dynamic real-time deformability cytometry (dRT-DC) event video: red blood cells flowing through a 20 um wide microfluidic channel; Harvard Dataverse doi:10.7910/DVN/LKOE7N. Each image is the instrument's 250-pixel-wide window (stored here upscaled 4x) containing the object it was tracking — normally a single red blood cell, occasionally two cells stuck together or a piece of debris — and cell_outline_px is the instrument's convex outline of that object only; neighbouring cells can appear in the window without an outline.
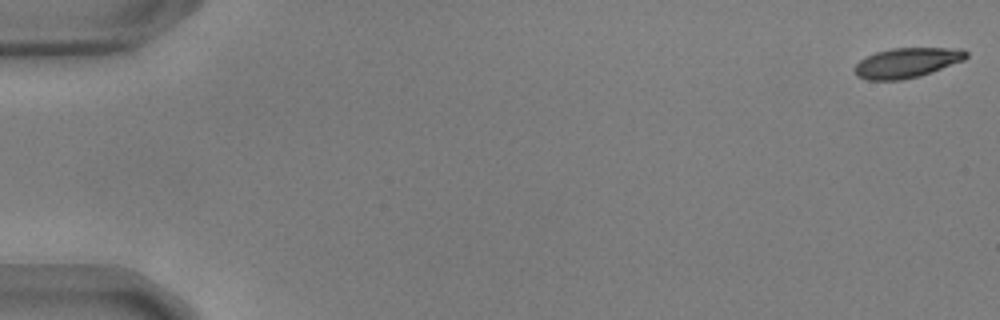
{"species": "common noctule bat (a hibernating species)", "species_latin": "Nyctalus noctula", "temperature_condition": "warm", "stored_images_in_passage": 55, "camera_frame_rate_fps": 3000, "um_per_image_px": 0.085, "animal": {"sex": "male", "body_mass_g": 17.9, "forearm_length_mm": 54.2}, "frame": {"image": 1, "passage_image": 1, "time_ms": 0.0, "image_size_px": [1000, 320], "cell_outline_px": [[968, 56], [964, 60], [932, 72], [920, 76], [900, 80], [868, 80], [856, 76], [852, 68], [860, 60], [876, 52], [892, 48], [948, 48], [968, 52]], "centroid_in_image_um": [77.03, 5.35], "position_along_channel_um": 8.0, "area_um2": 19.36}}
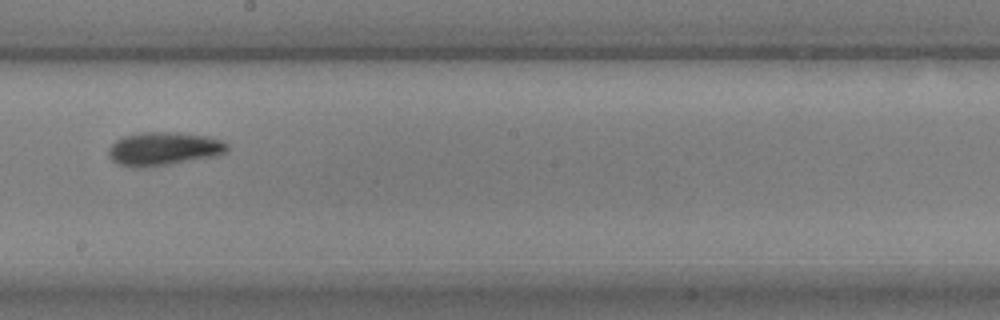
{"frame": {"image": 2, "passage_image": 32, "time_ms": 10.333, "image_size_px": [1000, 320], "cell_outline_px": [[228, 148], [224, 152], [216, 156], [144, 168], [132, 168], [116, 164], [108, 156], [108, 148], [116, 140], [124, 136], [140, 132], [180, 132], [208, 136], [220, 140], [228, 144]], "centroid_in_image_um": [13.86, 12.65], "position_along_channel_um": 234.3, "area_um2": 23.29}}
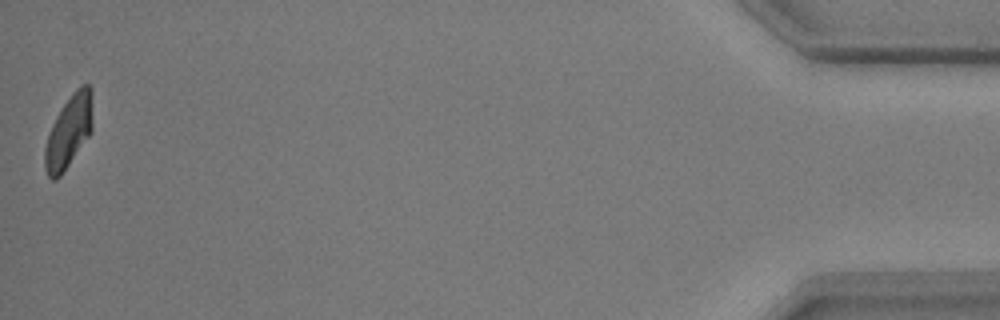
{"frame": {"image": 3, "passage_image": 55, "time_ms": 18.0, "image_size_px": [1000, 320], "cell_outline_px": [[92, 132], [60, 176], [56, 180], [52, 180], [48, 176], [44, 168], [44, 148], [52, 124], [56, 116], [72, 92], [80, 84], [88, 84], [92, 88]], "centroid_in_image_um": [5.85, 11.17], "position_along_channel_um": 429.3, "area_um2": 20.29}, "authors_computed_cell_mechanics": {"area_um2": 20.6924, "velocity_mm_per_s": 3.6854, "shape_relaxation_time_tau1_ms": 3.8211, "shape_relaxation_time_tau2_ms": 3.7699, "deformation_change_tau1": 0.1334, "deformation_change_tau2": 0.1023}}